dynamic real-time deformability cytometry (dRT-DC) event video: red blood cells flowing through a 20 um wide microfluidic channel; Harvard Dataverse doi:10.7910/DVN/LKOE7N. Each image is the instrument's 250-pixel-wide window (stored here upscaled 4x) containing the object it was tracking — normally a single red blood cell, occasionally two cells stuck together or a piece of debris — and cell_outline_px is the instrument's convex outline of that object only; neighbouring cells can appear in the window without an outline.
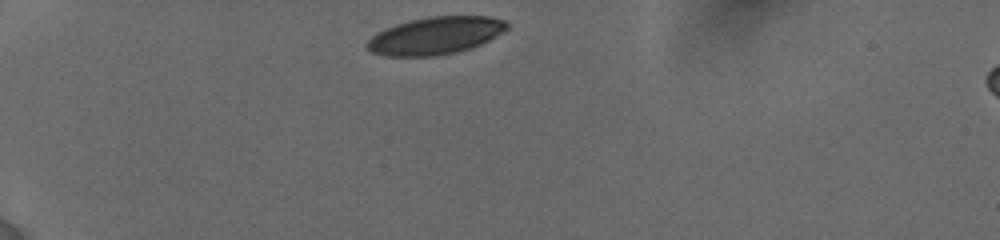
{"species": "human", "species_latin": "Homo sapiens", "temperature_condition": "cold", "stored_images_in_passage": 10, "camera_frame_rate_fps": 3000, "um_per_image_px": 0.085, "donor": {"sex": "female"}, "frame": {"image": 1, "passage_image": 1, "time_ms": 0.0, "image_size_px": [1000, 240], "cell_outline_px": [[508, 28], [504, 32], [472, 48], [456, 52], [436, 56], [384, 56], [372, 52], [364, 48], [364, 44], [376, 32], [396, 24], [408, 20], [428, 16], [488, 16], [504, 20], [508, 24]], "centroid_in_image_um": [36.97, 3.03], "position_along_channel_um": 48.0, "area_um2": 30.81}}
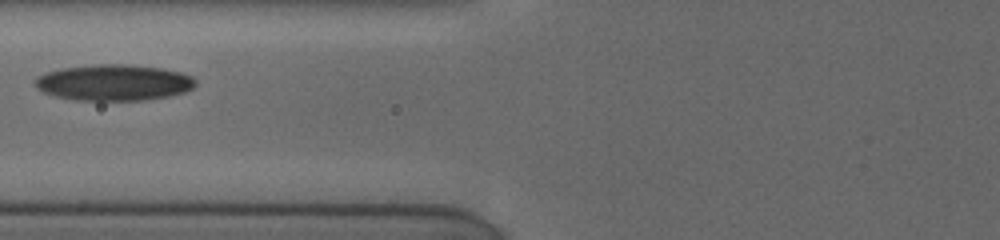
{"frame": {"image": 2, "passage_image": 7, "time_ms": 3.0, "image_size_px": [1000, 240], "cell_outline_px": [[196, 84], [192, 88], [184, 92], [168, 96], [144, 100], [76, 100], [56, 96], [44, 92], [36, 88], [36, 76], [60, 68], [92, 64], [132, 64], [164, 68], [180, 72], [192, 76], [196, 80]], "centroid_in_image_um": [9.69, 7.0], "position_along_channel_um": 116.1, "area_um2": 33.93}}
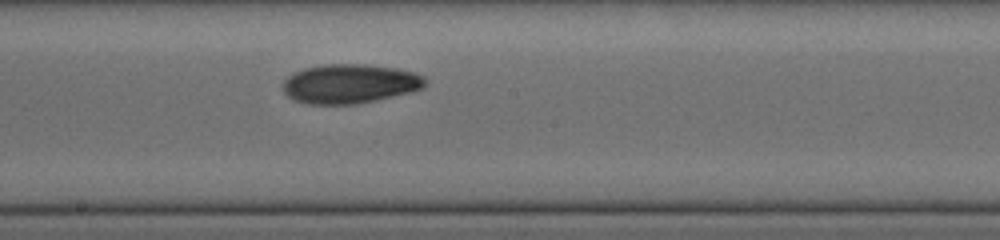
{"frame": {"image": 3, "passage_image": 10, "time_ms": 5.667, "image_size_px": [1000, 240], "cell_outline_px": [[428, 80], [424, 88], [412, 92], [352, 104], [308, 104], [296, 100], [288, 96], [284, 92], [284, 80], [288, 76], [304, 68], [324, 64], [364, 64], [396, 68], [416, 72], [424, 76]], "centroid_in_image_um": [29.78, 7.1], "position_along_channel_um": 218.4, "area_um2": 32.48}}